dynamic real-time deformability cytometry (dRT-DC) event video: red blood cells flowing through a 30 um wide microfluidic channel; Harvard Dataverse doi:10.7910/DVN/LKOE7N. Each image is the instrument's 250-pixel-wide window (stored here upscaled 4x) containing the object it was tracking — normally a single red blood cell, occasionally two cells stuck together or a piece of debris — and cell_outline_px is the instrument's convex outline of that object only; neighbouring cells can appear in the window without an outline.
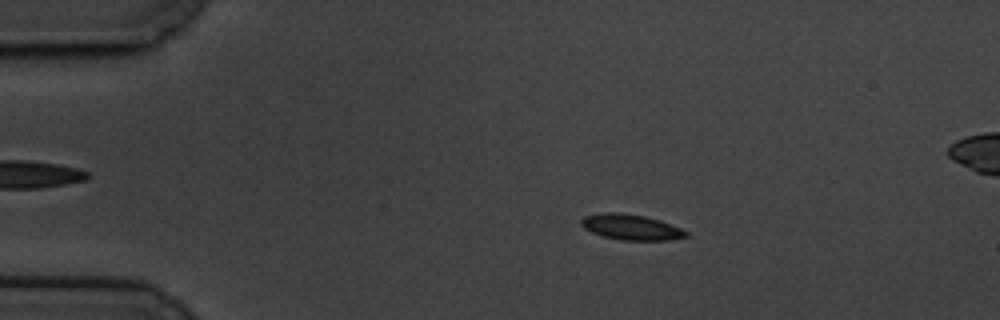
{"species": "common noctule bat (a hibernating species)", "species_latin": "Nyctalus noctula", "temperature_condition": "cold", "stored_images_in_passage": 60, "camera_frame_rate_fps": 3000, "um_per_image_px": 0.085, "animal": {"sex": "male", "body_mass_g": 19.5, "forearm_length_mm": 54.6}, "frame": {"image": 1, "passage_image": 11, "time_ms": 3.333, "image_size_px": [1000, 320], "cell_outline_px": [[688, 236], [668, 240], [620, 240], [604, 236], [592, 232], [584, 228], [580, 224], [580, 220], [584, 216], [600, 212], [616, 212], [644, 216], [660, 220], [680, 228], [688, 232]], "centroid_in_image_um": [53.61, 19.3], "position_along_channel_um": 31.4, "area_um2": 15.55}}
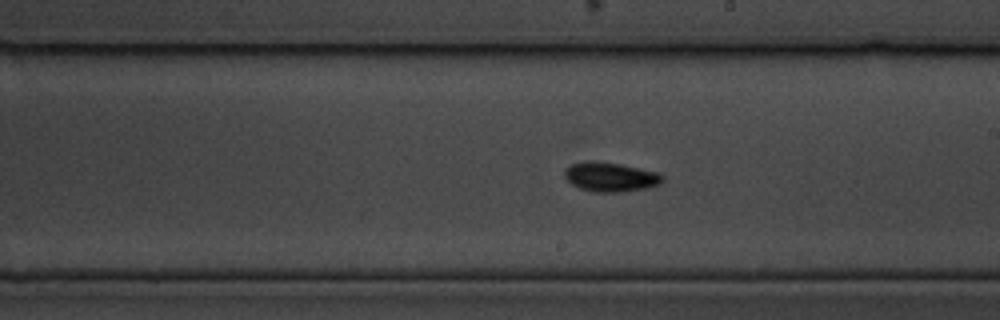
{"frame": {"image": 2, "passage_image": 34, "time_ms": 11.0, "image_size_px": [1000, 320], "cell_outline_px": [[664, 180], [660, 184], [644, 188], [620, 192], [592, 192], [580, 188], [572, 184], [564, 176], [564, 168], [572, 164], [588, 160], [620, 164], [660, 172], [664, 176]], "centroid_in_image_um": [51.9, 15.03], "position_along_channel_um": 237.1, "area_um2": 16.82}}
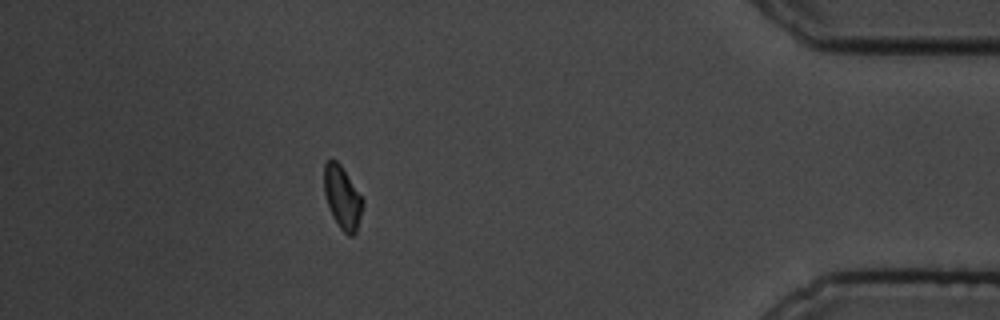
{"frame": {"image": 3, "passage_image": 53, "time_ms": 17.333, "image_size_px": [1000, 320], "cell_outline_px": [[364, 204], [356, 232], [352, 236], [348, 236], [340, 228], [332, 216], [324, 192], [324, 164], [328, 160], [336, 160], [340, 164], [364, 200]], "centroid_in_image_um": [29.11, 16.8], "position_along_channel_um": 406.1, "area_um2": 14.05}}